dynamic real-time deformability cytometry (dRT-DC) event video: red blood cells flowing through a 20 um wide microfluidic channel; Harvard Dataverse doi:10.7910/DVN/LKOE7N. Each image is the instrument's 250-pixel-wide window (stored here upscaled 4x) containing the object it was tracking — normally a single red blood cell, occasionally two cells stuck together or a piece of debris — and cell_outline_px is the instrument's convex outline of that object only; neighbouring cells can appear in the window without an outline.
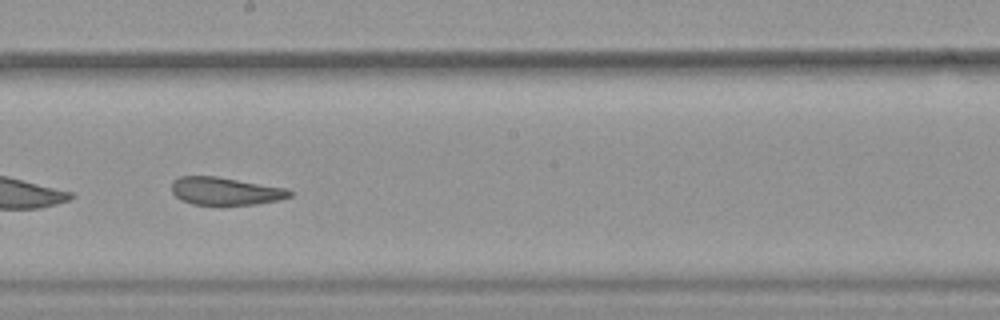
{"species": "common noctule bat (a hibernating species)", "species_latin": "Nyctalus noctula", "temperature_condition": "warm", "stored_images_in_passage": 50, "camera_frame_rate_fps": 3000, "um_per_image_px": 0.085, "animal": {"sex": "female", "body_mass_g": 19.9}, "frame": {"image": 1, "passage_image": 29, "time_ms": 9.333, "image_size_px": [1000, 320], "cell_outline_px": [[292, 196], [276, 200], [256, 204], [192, 204], [180, 200], [172, 192], [172, 180], [180, 176], [216, 176], [288, 188], [292, 192]], "centroid_in_image_um": [19.14, 16.23], "position_along_channel_um": 229.1, "area_um2": 19.02}, "authors_computed_cell_mechanics": {"area_um2": 22.7732, "velocity_mm_per_s": 3.8757, "shape_relaxation_time_tau1_ms": 11.1077, "shape_relaxation_time_tau2_ms": 2.1328, "deformation_change_tau1": 0.2417, "deformation_change_tau2": 0.1084}}